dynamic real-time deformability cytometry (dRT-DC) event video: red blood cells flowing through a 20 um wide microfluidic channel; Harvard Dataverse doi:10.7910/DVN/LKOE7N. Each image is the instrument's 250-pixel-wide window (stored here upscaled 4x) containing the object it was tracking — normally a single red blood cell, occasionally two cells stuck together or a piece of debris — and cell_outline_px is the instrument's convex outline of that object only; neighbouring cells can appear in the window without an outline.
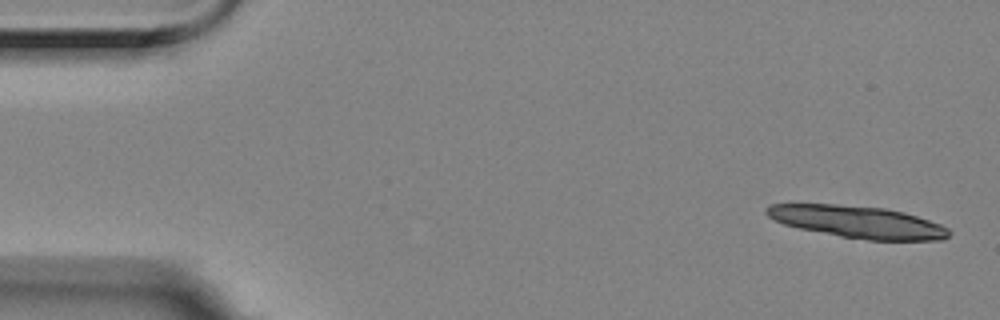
{"species": "Egyptian fruit bat (a non-hibernating species)", "species_latin": "Rousettus aegyptiacus", "temperature_condition": "room temperature", "stored_images_in_passage": 5, "camera_frame_rate_fps": 3000, "um_per_image_px": 0.085, "animal": {"sex": "female"}, "frame": {"image": 1, "passage_image": 1, "time_ms": 0.0, "image_size_px": [1000, 320], "cell_outline_px": [[952, 232], [944, 240], [868, 240], [840, 236], [800, 228], [784, 224], [768, 216], [764, 212], [764, 208], [772, 204], [836, 204], [884, 208], [904, 212], [940, 224], [948, 228]], "centroid_in_image_um": [72.92, 18.86], "position_along_channel_um": 12.1, "area_um2": 33.93}}